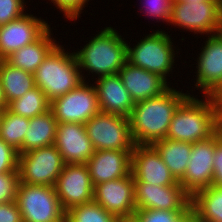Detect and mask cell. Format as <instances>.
<instances>
[{
    "label": "cell",
    "instance_id": "cell-1",
    "mask_svg": "<svg viewBox=\"0 0 222 222\" xmlns=\"http://www.w3.org/2000/svg\"><path fill=\"white\" fill-rule=\"evenodd\" d=\"M189 95L170 85L159 96L134 102L128 118L135 145H153L165 139L174 113Z\"/></svg>",
    "mask_w": 222,
    "mask_h": 222
},
{
    "label": "cell",
    "instance_id": "cell-2",
    "mask_svg": "<svg viewBox=\"0 0 222 222\" xmlns=\"http://www.w3.org/2000/svg\"><path fill=\"white\" fill-rule=\"evenodd\" d=\"M79 70L98 77L117 74L127 62V42L113 27H106L75 52Z\"/></svg>",
    "mask_w": 222,
    "mask_h": 222
},
{
    "label": "cell",
    "instance_id": "cell-3",
    "mask_svg": "<svg viewBox=\"0 0 222 222\" xmlns=\"http://www.w3.org/2000/svg\"><path fill=\"white\" fill-rule=\"evenodd\" d=\"M198 99L191 94L180 104L169 124L166 139L196 143L214 135L218 114L214 96Z\"/></svg>",
    "mask_w": 222,
    "mask_h": 222
},
{
    "label": "cell",
    "instance_id": "cell-4",
    "mask_svg": "<svg viewBox=\"0 0 222 222\" xmlns=\"http://www.w3.org/2000/svg\"><path fill=\"white\" fill-rule=\"evenodd\" d=\"M65 51L58 44L34 72L35 85L50 102L72 91L84 81L75 52Z\"/></svg>",
    "mask_w": 222,
    "mask_h": 222
},
{
    "label": "cell",
    "instance_id": "cell-5",
    "mask_svg": "<svg viewBox=\"0 0 222 222\" xmlns=\"http://www.w3.org/2000/svg\"><path fill=\"white\" fill-rule=\"evenodd\" d=\"M143 38L133 47L127 43V62L156 73L167 81L177 57L171 36L158 29Z\"/></svg>",
    "mask_w": 222,
    "mask_h": 222
},
{
    "label": "cell",
    "instance_id": "cell-6",
    "mask_svg": "<svg viewBox=\"0 0 222 222\" xmlns=\"http://www.w3.org/2000/svg\"><path fill=\"white\" fill-rule=\"evenodd\" d=\"M23 222H65L55 187L19 183L16 200Z\"/></svg>",
    "mask_w": 222,
    "mask_h": 222
},
{
    "label": "cell",
    "instance_id": "cell-7",
    "mask_svg": "<svg viewBox=\"0 0 222 222\" xmlns=\"http://www.w3.org/2000/svg\"><path fill=\"white\" fill-rule=\"evenodd\" d=\"M169 23L194 35L217 34L222 23V0L174 1Z\"/></svg>",
    "mask_w": 222,
    "mask_h": 222
},
{
    "label": "cell",
    "instance_id": "cell-8",
    "mask_svg": "<svg viewBox=\"0 0 222 222\" xmlns=\"http://www.w3.org/2000/svg\"><path fill=\"white\" fill-rule=\"evenodd\" d=\"M84 126L95 150L133 151L128 117L99 111Z\"/></svg>",
    "mask_w": 222,
    "mask_h": 222
},
{
    "label": "cell",
    "instance_id": "cell-9",
    "mask_svg": "<svg viewBox=\"0 0 222 222\" xmlns=\"http://www.w3.org/2000/svg\"><path fill=\"white\" fill-rule=\"evenodd\" d=\"M65 163L54 145L19 154L18 172L21 183L54 187Z\"/></svg>",
    "mask_w": 222,
    "mask_h": 222
},
{
    "label": "cell",
    "instance_id": "cell-10",
    "mask_svg": "<svg viewBox=\"0 0 222 222\" xmlns=\"http://www.w3.org/2000/svg\"><path fill=\"white\" fill-rule=\"evenodd\" d=\"M57 123L85 124L99 111L95 86L88 81L81 82L72 91L50 102Z\"/></svg>",
    "mask_w": 222,
    "mask_h": 222
},
{
    "label": "cell",
    "instance_id": "cell-11",
    "mask_svg": "<svg viewBox=\"0 0 222 222\" xmlns=\"http://www.w3.org/2000/svg\"><path fill=\"white\" fill-rule=\"evenodd\" d=\"M215 134L192 143L190 161L184 177L179 181L184 191L192 197L196 192L213 184L214 149L218 144Z\"/></svg>",
    "mask_w": 222,
    "mask_h": 222
},
{
    "label": "cell",
    "instance_id": "cell-12",
    "mask_svg": "<svg viewBox=\"0 0 222 222\" xmlns=\"http://www.w3.org/2000/svg\"><path fill=\"white\" fill-rule=\"evenodd\" d=\"M94 201L117 219L133 218L136 200L132 174L96 185Z\"/></svg>",
    "mask_w": 222,
    "mask_h": 222
},
{
    "label": "cell",
    "instance_id": "cell-13",
    "mask_svg": "<svg viewBox=\"0 0 222 222\" xmlns=\"http://www.w3.org/2000/svg\"><path fill=\"white\" fill-rule=\"evenodd\" d=\"M54 187L65 211L94 201V185L86 164H65Z\"/></svg>",
    "mask_w": 222,
    "mask_h": 222
},
{
    "label": "cell",
    "instance_id": "cell-14",
    "mask_svg": "<svg viewBox=\"0 0 222 222\" xmlns=\"http://www.w3.org/2000/svg\"><path fill=\"white\" fill-rule=\"evenodd\" d=\"M196 59L195 87L204 96H215L222 89V36H207Z\"/></svg>",
    "mask_w": 222,
    "mask_h": 222
},
{
    "label": "cell",
    "instance_id": "cell-15",
    "mask_svg": "<svg viewBox=\"0 0 222 222\" xmlns=\"http://www.w3.org/2000/svg\"><path fill=\"white\" fill-rule=\"evenodd\" d=\"M136 210L190 211L191 197L181 185L160 186L134 182Z\"/></svg>",
    "mask_w": 222,
    "mask_h": 222
},
{
    "label": "cell",
    "instance_id": "cell-16",
    "mask_svg": "<svg viewBox=\"0 0 222 222\" xmlns=\"http://www.w3.org/2000/svg\"><path fill=\"white\" fill-rule=\"evenodd\" d=\"M47 21L28 14L0 26V56L6 59L14 51L38 40L49 28Z\"/></svg>",
    "mask_w": 222,
    "mask_h": 222
},
{
    "label": "cell",
    "instance_id": "cell-17",
    "mask_svg": "<svg viewBox=\"0 0 222 222\" xmlns=\"http://www.w3.org/2000/svg\"><path fill=\"white\" fill-rule=\"evenodd\" d=\"M134 182L160 186L180 185L153 145H135L131 155Z\"/></svg>",
    "mask_w": 222,
    "mask_h": 222
},
{
    "label": "cell",
    "instance_id": "cell-18",
    "mask_svg": "<svg viewBox=\"0 0 222 222\" xmlns=\"http://www.w3.org/2000/svg\"><path fill=\"white\" fill-rule=\"evenodd\" d=\"M54 146L65 164H86L95 152L84 124L58 123Z\"/></svg>",
    "mask_w": 222,
    "mask_h": 222
},
{
    "label": "cell",
    "instance_id": "cell-19",
    "mask_svg": "<svg viewBox=\"0 0 222 222\" xmlns=\"http://www.w3.org/2000/svg\"><path fill=\"white\" fill-rule=\"evenodd\" d=\"M132 151L95 150L86 166L94 187L131 174Z\"/></svg>",
    "mask_w": 222,
    "mask_h": 222
},
{
    "label": "cell",
    "instance_id": "cell-20",
    "mask_svg": "<svg viewBox=\"0 0 222 222\" xmlns=\"http://www.w3.org/2000/svg\"><path fill=\"white\" fill-rule=\"evenodd\" d=\"M118 74L134 102L159 96L170 87V82L160 75L138 68L129 62L125 63Z\"/></svg>",
    "mask_w": 222,
    "mask_h": 222
},
{
    "label": "cell",
    "instance_id": "cell-21",
    "mask_svg": "<svg viewBox=\"0 0 222 222\" xmlns=\"http://www.w3.org/2000/svg\"><path fill=\"white\" fill-rule=\"evenodd\" d=\"M97 79V80H96ZM95 89L100 111L129 117L134 101L124 86L119 74L95 78Z\"/></svg>",
    "mask_w": 222,
    "mask_h": 222
},
{
    "label": "cell",
    "instance_id": "cell-22",
    "mask_svg": "<svg viewBox=\"0 0 222 222\" xmlns=\"http://www.w3.org/2000/svg\"><path fill=\"white\" fill-rule=\"evenodd\" d=\"M49 28L38 40L9 55L6 60L14 67L34 74L47 55L59 44ZM52 36V37H51Z\"/></svg>",
    "mask_w": 222,
    "mask_h": 222
},
{
    "label": "cell",
    "instance_id": "cell-23",
    "mask_svg": "<svg viewBox=\"0 0 222 222\" xmlns=\"http://www.w3.org/2000/svg\"><path fill=\"white\" fill-rule=\"evenodd\" d=\"M57 124L51 110L30 118L27 133L21 146V153L54 145Z\"/></svg>",
    "mask_w": 222,
    "mask_h": 222
},
{
    "label": "cell",
    "instance_id": "cell-24",
    "mask_svg": "<svg viewBox=\"0 0 222 222\" xmlns=\"http://www.w3.org/2000/svg\"><path fill=\"white\" fill-rule=\"evenodd\" d=\"M190 210L200 222H222V188L211 185L191 197Z\"/></svg>",
    "mask_w": 222,
    "mask_h": 222
},
{
    "label": "cell",
    "instance_id": "cell-25",
    "mask_svg": "<svg viewBox=\"0 0 222 222\" xmlns=\"http://www.w3.org/2000/svg\"><path fill=\"white\" fill-rule=\"evenodd\" d=\"M153 146L160 153L163 162L179 182L186 173L192 143L163 139L156 141Z\"/></svg>",
    "mask_w": 222,
    "mask_h": 222
},
{
    "label": "cell",
    "instance_id": "cell-26",
    "mask_svg": "<svg viewBox=\"0 0 222 222\" xmlns=\"http://www.w3.org/2000/svg\"><path fill=\"white\" fill-rule=\"evenodd\" d=\"M0 81L8 104L36 87L34 74L12 66L6 59L0 64Z\"/></svg>",
    "mask_w": 222,
    "mask_h": 222
},
{
    "label": "cell",
    "instance_id": "cell-27",
    "mask_svg": "<svg viewBox=\"0 0 222 222\" xmlns=\"http://www.w3.org/2000/svg\"><path fill=\"white\" fill-rule=\"evenodd\" d=\"M8 110L13 114L33 118L50 110V101L39 87L27 91L22 97L8 104Z\"/></svg>",
    "mask_w": 222,
    "mask_h": 222
},
{
    "label": "cell",
    "instance_id": "cell-28",
    "mask_svg": "<svg viewBox=\"0 0 222 222\" xmlns=\"http://www.w3.org/2000/svg\"><path fill=\"white\" fill-rule=\"evenodd\" d=\"M29 123V118L13 114L8 109H5L2 113L0 121V138L17 150L18 154H21V146L27 133Z\"/></svg>",
    "mask_w": 222,
    "mask_h": 222
},
{
    "label": "cell",
    "instance_id": "cell-29",
    "mask_svg": "<svg viewBox=\"0 0 222 222\" xmlns=\"http://www.w3.org/2000/svg\"><path fill=\"white\" fill-rule=\"evenodd\" d=\"M118 219L95 201L71 207L65 222H117Z\"/></svg>",
    "mask_w": 222,
    "mask_h": 222
},
{
    "label": "cell",
    "instance_id": "cell-30",
    "mask_svg": "<svg viewBox=\"0 0 222 222\" xmlns=\"http://www.w3.org/2000/svg\"><path fill=\"white\" fill-rule=\"evenodd\" d=\"M189 211L140 209L134 212L136 222H179Z\"/></svg>",
    "mask_w": 222,
    "mask_h": 222
},
{
    "label": "cell",
    "instance_id": "cell-31",
    "mask_svg": "<svg viewBox=\"0 0 222 222\" xmlns=\"http://www.w3.org/2000/svg\"><path fill=\"white\" fill-rule=\"evenodd\" d=\"M19 172H4L0 174V203H9L16 200Z\"/></svg>",
    "mask_w": 222,
    "mask_h": 222
},
{
    "label": "cell",
    "instance_id": "cell-32",
    "mask_svg": "<svg viewBox=\"0 0 222 222\" xmlns=\"http://www.w3.org/2000/svg\"><path fill=\"white\" fill-rule=\"evenodd\" d=\"M143 7L146 16L149 15L153 18L169 23L174 0H143Z\"/></svg>",
    "mask_w": 222,
    "mask_h": 222
},
{
    "label": "cell",
    "instance_id": "cell-33",
    "mask_svg": "<svg viewBox=\"0 0 222 222\" xmlns=\"http://www.w3.org/2000/svg\"><path fill=\"white\" fill-rule=\"evenodd\" d=\"M25 0H0V26L20 18L26 13Z\"/></svg>",
    "mask_w": 222,
    "mask_h": 222
},
{
    "label": "cell",
    "instance_id": "cell-34",
    "mask_svg": "<svg viewBox=\"0 0 222 222\" xmlns=\"http://www.w3.org/2000/svg\"><path fill=\"white\" fill-rule=\"evenodd\" d=\"M18 151L0 138V174L18 171Z\"/></svg>",
    "mask_w": 222,
    "mask_h": 222
},
{
    "label": "cell",
    "instance_id": "cell-35",
    "mask_svg": "<svg viewBox=\"0 0 222 222\" xmlns=\"http://www.w3.org/2000/svg\"><path fill=\"white\" fill-rule=\"evenodd\" d=\"M51 2L53 6L64 13L65 18L75 21L79 18L89 0H51Z\"/></svg>",
    "mask_w": 222,
    "mask_h": 222
},
{
    "label": "cell",
    "instance_id": "cell-36",
    "mask_svg": "<svg viewBox=\"0 0 222 222\" xmlns=\"http://www.w3.org/2000/svg\"><path fill=\"white\" fill-rule=\"evenodd\" d=\"M0 222H23L15 201L0 203Z\"/></svg>",
    "mask_w": 222,
    "mask_h": 222
},
{
    "label": "cell",
    "instance_id": "cell-37",
    "mask_svg": "<svg viewBox=\"0 0 222 222\" xmlns=\"http://www.w3.org/2000/svg\"><path fill=\"white\" fill-rule=\"evenodd\" d=\"M213 167V184L222 188V145L218 143L215 146Z\"/></svg>",
    "mask_w": 222,
    "mask_h": 222
},
{
    "label": "cell",
    "instance_id": "cell-38",
    "mask_svg": "<svg viewBox=\"0 0 222 222\" xmlns=\"http://www.w3.org/2000/svg\"><path fill=\"white\" fill-rule=\"evenodd\" d=\"M214 134L218 142L222 145V116L218 113L215 118V131Z\"/></svg>",
    "mask_w": 222,
    "mask_h": 222
},
{
    "label": "cell",
    "instance_id": "cell-39",
    "mask_svg": "<svg viewBox=\"0 0 222 222\" xmlns=\"http://www.w3.org/2000/svg\"><path fill=\"white\" fill-rule=\"evenodd\" d=\"M5 109H8V103L6 101L4 90L0 81V111H4Z\"/></svg>",
    "mask_w": 222,
    "mask_h": 222
},
{
    "label": "cell",
    "instance_id": "cell-40",
    "mask_svg": "<svg viewBox=\"0 0 222 222\" xmlns=\"http://www.w3.org/2000/svg\"><path fill=\"white\" fill-rule=\"evenodd\" d=\"M216 103H217V110L218 113L222 116V90H220L215 96H214Z\"/></svg>",
    "mask_w": 222,
    "mask_h": 222
},
{
    "label": "cell",
    "instance_id": "cell-41",
    "mask_svg": "<svg viewBox=\"0 0 222 222\" xmlns=\"http://www.w3.org/2000/svg\"><path fill=\"white\" fill-rule=\"evenodd\" d=\"M195 219L194 214L190 210L179 222H194Z\"/></svg>",
    "mask_w": 222,
    "mask_h": 222
},
{
    "label": "cell",
    "instance_id": "cell-42",
    "mask_svg": "<svg viewBox=\"0 0 222 222\" xmlns=\"http://www.w3.org/2000/svg\"><path fill=\"white\" fill-rule=\"evenodd\" d=\"M117 222H136V220L134 218L118 219Z\"/></svg>",
    "mask_w": 222,
    "mask_h": 222
},
{
    "label": "cell",
    "instance_id": "cell-43",
    "mask_svg": "<svg viewBox=\"0 0 222 222\" xmlns=\"http://www.w3.org/2000/svg\"><path fill=\"white\" fill-rule=\"evenodd\" d=\"M174 1H181V2H194V1H205V0H174Z\"/></svg>",
    "mask_w": 222,
    "mask_h": 222
},
{
    "label": "cell",
    "instance_id": "cell-44",
    "mask_svg": "<svg viewBox=\"0 0 222 222\" xmlns=\"http://www.w3.org/2000/svg\"><path fill=\"white\" fill-rule=\"evenodd\" d=\"M219 34L222 36V23H221V26H220V29H219Z\"/></svg>",
    "mask_w": 222,
    "mask_h": 222
},
{
    "label": "cell",
    "instance_id": "cell-45",
    "mask_svg": "<svg viewBox=\"0 0 222 222\" xmlns=\"http://www.w3.org/2000/svg\"><path fill=\"white\" fill-rule=\"evenodd\" d=\"M4 59L0 56V64H1V62L3 61Z\"/></svg>",
    "mask_w": 222,
    "mask_h": 222
},
{
    "label": "cell",
    "instance_id": "cell-46",
    "mask_svg": "<svg viewBox=\"0 0 222 222\" xmlns=\"http://www.w3.org/2000/svg\"><path fill=\"white\" fill-rule=\"evenodd\" d=\"M3 111H0V121H1V116H2Z\"/></svg>",
    "mask_w": 222,
    "mask_h": 222
}]
</instances>
